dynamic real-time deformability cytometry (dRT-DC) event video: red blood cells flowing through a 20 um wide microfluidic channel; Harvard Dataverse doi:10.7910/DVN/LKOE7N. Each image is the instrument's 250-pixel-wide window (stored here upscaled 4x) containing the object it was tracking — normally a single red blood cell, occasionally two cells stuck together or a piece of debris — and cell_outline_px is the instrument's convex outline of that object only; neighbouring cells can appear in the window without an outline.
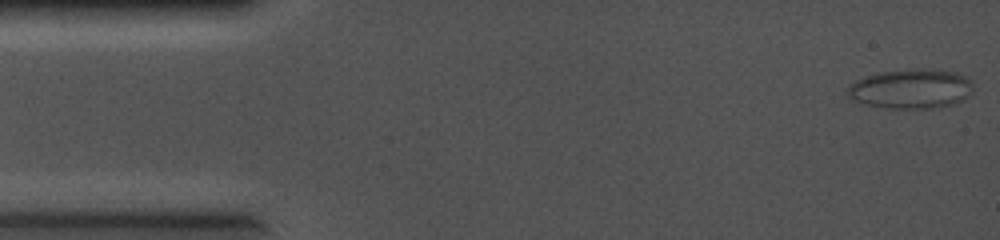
{"species": "common noctule bat (a hibernating species)", "species_latin": "Nyctalus noctula", "temperature_condition": "cold", "stored_images_in_passage": 66, "camera_frame_rate_fps": 5000, "um_per_image_px": 0.085, "animal": {"sex": "female", "body_mass_g": 19.0, "forearm_length_mm": 56.7}, "frame": {"image": 1, "passage_image": 1, "time_ms": 0.0, "image_size_px": [1000, 240], "cell_outline_px": [[972, 88], [968, 96], [964, 100], [952, 104], [932, 108], [892, 108], [868, 104], [856, 100], [848, 96], [844, 92], [848, 84], [864, 76], [880, 72], [920, 68], [956, 72], [972, 80]], "centroid_in_image_um": [77.42, 7.53], "position_along_channel_um": 7.6, "area_um2": 28.9}}
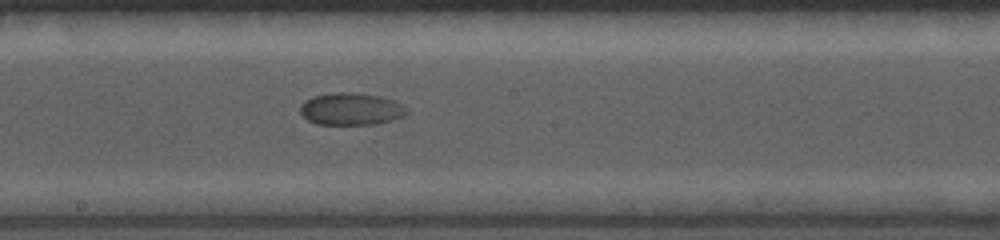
{"frame": {"image": 2, "passage_image": 37, "time_ms": 7.2, "image_size_px": [1000, 240], "cell_outline_px": [[408, 112], [404, 116], [392, 120], [376, 124], [316, 124], [308, 120], [300, 112], [300, 104], [304, 100], [312, 96], [336, 92], [352, 92], [380, 96], [392, 100], [400, 104]], "centroid_in_image_um": [29.8, 9.26], "position_along_channel_um": 218.4, "area_um2": 19.94}}
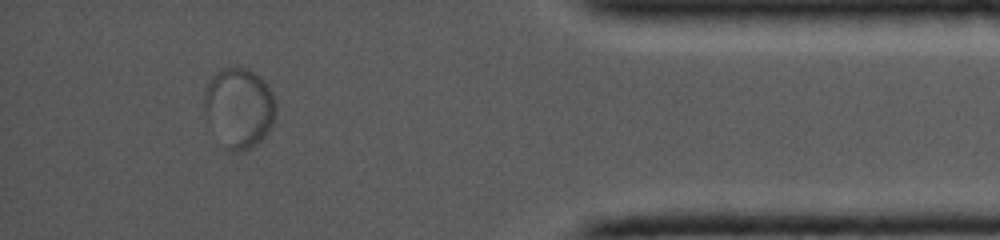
{"frame": {"image": 3, "passage_image": 62, "time_ms": 12.2, "image_size_px": [1000, 240], "cell_outline_px": [[276, 116], [272, 128], [252, 148], [240, 152], [236, 152], [224, 148], [208, 120], [204, 100], [204, 92], [212, 76], [216, 72], [224, 68], [236, 64], [248, 68], [264, 80], [272, 92], [276, 104]], "centroid_in_image_um": [20.35, 9.14], "position_along_channel_um": 414.8, "area_um2": 33.7}}